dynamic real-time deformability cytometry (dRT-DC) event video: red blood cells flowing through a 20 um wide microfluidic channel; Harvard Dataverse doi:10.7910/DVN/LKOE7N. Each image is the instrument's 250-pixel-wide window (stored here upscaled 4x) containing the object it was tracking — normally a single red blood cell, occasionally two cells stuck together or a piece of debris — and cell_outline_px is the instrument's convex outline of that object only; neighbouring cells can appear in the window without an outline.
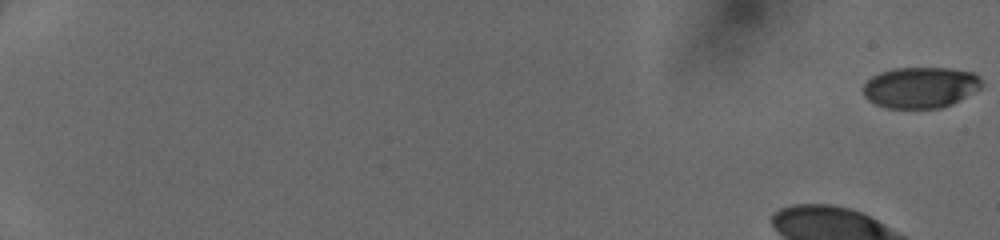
{"species": "human", "species_latin": "Homo sapiens", "temperature_condition": "cold", "stored_images_in_passage": 42, "camera_frame_rate_fps": 3000, "um_per_image_px": 0.085, "donor": {"sex": "female"}, "frame": {"image": 1, "passage_image": 1, "time_ms": 0.0, "image_size_px": [1000, 240], "cell_outline_px": [[984, 84], [980, 88], [952, 104], [940, 108], [888, 108], [876, 104], [868, 100], [864, 96], [864, 84], [872, 76], [880, 72], [896, 68], [948, 68], [972, 72], [980, 76], [984, 80]], "centroid_in_image_um": [78.26, 7.43], "position_along_channel_um": 6.7, "area_um2": 28.38}}
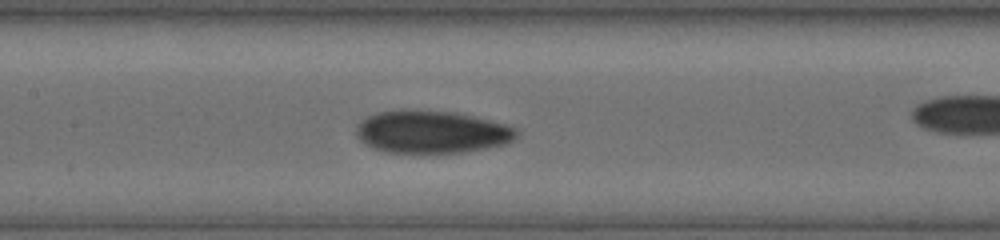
{"frame": {"image": 2, "passage_image": 26, "time_ms": 8.333, "image_size_px": [1000, 240], "cell_outline_px": [[520, 132], [508, 144], [464, 152], [388, 152], [372, 148], [364, 144], [356, 136], [356, 128], [368, 116], [376, 112], [408, 108], [456, 112], [504, 124], [516, 128]], "centroid_in_image_um": [36.68, 11.19], "position_along_channel_um": 170.7, "area_um2": 40.0}}
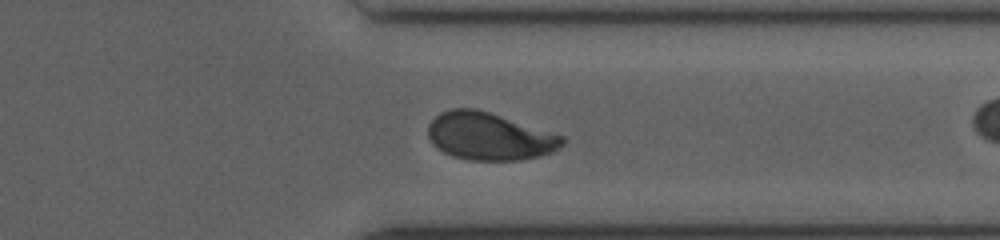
{"frame": {"image": 3, "passage_image": 40, "time_ms": 13.0, "image_size_px": [1000, 240], "cell_outline_px": [[564, 144], [552, 152], [540, 156], [520, 160], [468, 160], [452, 156], [436, 148], [432, 144], [428, 136], [428, 124], [440, 112], [452, 108], [476, 108], [564, 136]], "centroid_in_image_um": [41.56, 11.59], "position_along_channel_um": 369.8, "area_um2": 37.17}}